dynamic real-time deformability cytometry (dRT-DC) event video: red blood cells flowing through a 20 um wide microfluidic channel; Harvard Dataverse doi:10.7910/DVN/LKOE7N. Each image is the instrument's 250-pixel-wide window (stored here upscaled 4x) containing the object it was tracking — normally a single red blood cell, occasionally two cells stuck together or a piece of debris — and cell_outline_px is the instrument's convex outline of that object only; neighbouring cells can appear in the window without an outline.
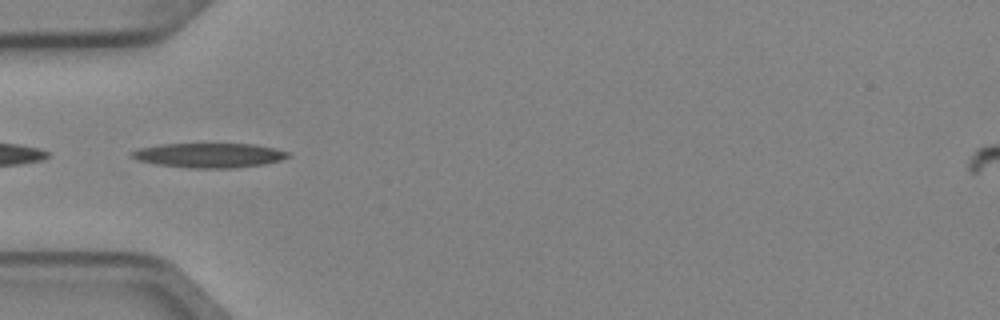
{"species": "Egyptian fruit bat (a non-hibernating species)", "species_latin": "Rousettus aegyptiacus", "temperature_condition": "cold", "stored_images_in_passage": 1, "camera_frame_rate_fps": 3000, "um_per_image_px": 0.085, "animal": {"sex": "female"}, "frame": {"image": 1, "passage_image": 1, "time_ms": 0.0, "image_size_px": [1000, 320], "cell_outline_px": [[288, 156], [280, 160], [264, 164], [232, 168], [188, 168], [156, 164], [140, 160], [132, 156], [128, 152], [140, 148], [160, 144], [252, 144], [272, 148], [288, 152]], "centroid_in_image_um": [17.73, 13.2], "position_along_channel_um": 67.3, "area_um2": 22.08}}